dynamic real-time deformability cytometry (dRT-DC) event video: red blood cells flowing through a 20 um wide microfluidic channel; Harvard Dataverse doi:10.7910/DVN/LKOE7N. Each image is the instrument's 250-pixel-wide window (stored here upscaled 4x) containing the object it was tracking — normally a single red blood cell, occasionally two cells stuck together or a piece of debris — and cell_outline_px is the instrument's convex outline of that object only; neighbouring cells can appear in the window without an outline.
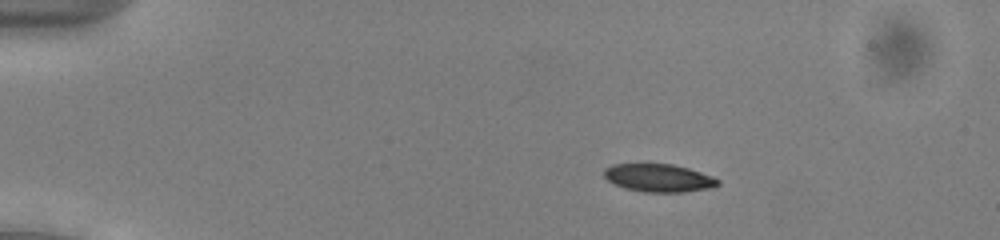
{"species": "common noctule bat (a hibernating species)", "species_latin": "Nyctalus noctula", "temperature_condition": "cold", "stored_images_in_passage": 54, "camera_frame_rate_fps": 3000, "um_per_image_px": 0.085, "animal": {"sex": "male", "body_mass_g": 13.0, "forearm_length_mm": 53.1}, "frame": {"image": 1, "passage_image": 11, "time_ms": 3.333, "image_size_px": [1000, 240], "cell_outline_px": [[720, 184], [708, 188], [684, 192], [644, 192], [624, 188], [608, 180], [604, 176], [604, 168], [612, 164], [672, 164], [688, 168], [712, 176], [720, 180]], "centroid_in_image_um": [55.98, 15.12], "position_along_channel_um": 29.0, "area_um2": 18.44}}
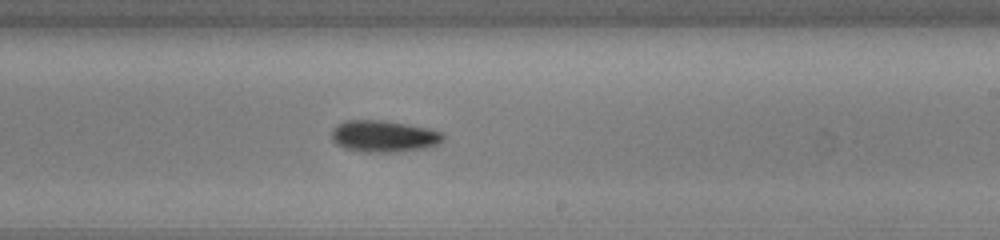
{"frame": {"image": 2, "passage_image": 34, "time_ms": 11.0, "image_size_px": [1000, 240], "cell_outline_px": [[444, 140], [436, 144], [424, 148], [396, 152], [360, 152], [344, 148], [336, 144], [332, 140], [332, 128], [344, 120], [384, 120], [408, 124], [428, 128], [440, 132], [444, 136]], "centroid_in_image_um": [32.58, 11.58], "position_along_channel_um": 256.4, "area_um2": 20.69}}
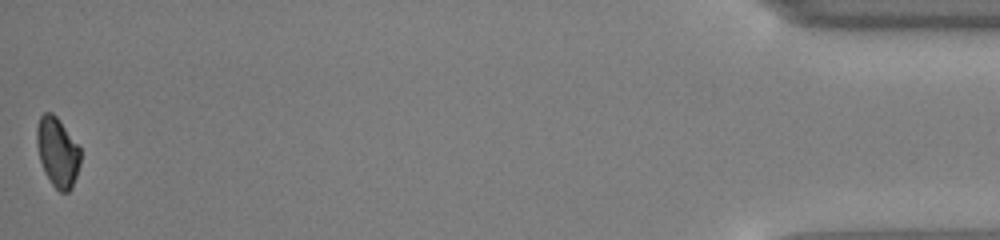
{"frame": {"image": 3, "passage_image": 54, "time_ms": 17.667, "image_size_px": [1000, 240], "cell_outline_px": [[80, 164], [72, 188], [68, 192], [60, 192], [52, 184], [44, 172], [40, 160], [36, 144], [36, 128], [40, 116], [44, 112], [52, 112], [56, 116], [80, 148]], "centroid_in_image_um": [4.87, 12.93], "position_along_channel_um": 430.3, "area_um2": 17.63}, "authors_computed_cell_mechanics": {"area_um2": 19.2763, "velocity_mm_per_s": 3.9419, "shape_relaxation_time_tau1_ms": 2.3388, "shape_relaxation_time_tau2_ms": null, "deformation_change_tau1": 0.0791, "deformation_change_tau2": null}}